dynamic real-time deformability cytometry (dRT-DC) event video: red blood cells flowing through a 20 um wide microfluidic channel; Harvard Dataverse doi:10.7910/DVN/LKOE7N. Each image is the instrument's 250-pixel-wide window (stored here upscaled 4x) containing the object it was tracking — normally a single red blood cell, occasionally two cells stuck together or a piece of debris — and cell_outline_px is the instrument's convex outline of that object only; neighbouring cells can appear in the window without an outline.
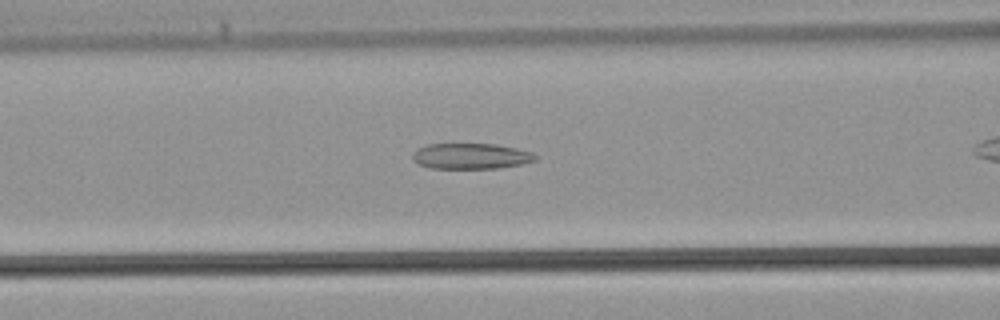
{"species": "common noctule bat (a hibernating species)", "species_latin": "Nyctalus noctula", "temperature_condition": "warm", "stored_images_in_passage": 20, "camera_frame_rate_fps": 3000, "um_per_image_px": 0.085, "animal": {"sex": "male", "body_mass_g": 21.5, "forearm_length_mm": 52.0}, "frame": {"image": 1, "passage_image": 6, "time_ms": 1.667, "image_size_px": [1000, 320], "cell_outline_px": [[536, 160], [520, 164], [500, 168], [428, 168], [412, 160], [412, 152], [428, 144], [496, 144], [516, 148], [532, 152], [536, 156]], "centroid_in_image_um": [40.01, 13.27], "position_along_channel_um": 126.6, "area_um2": 18.32}}
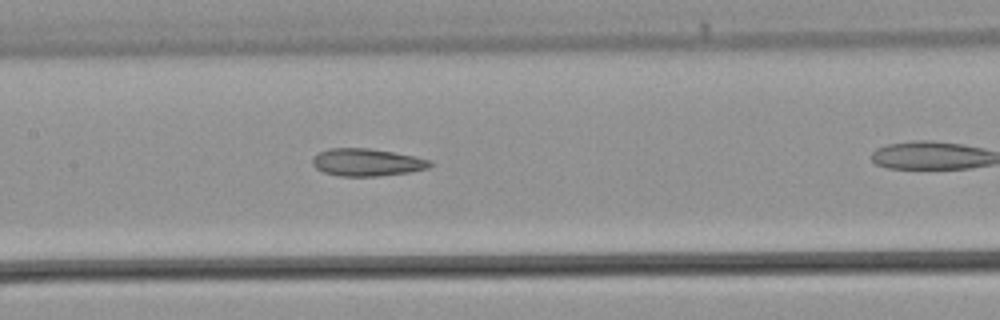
{"frame": {"image": 2, "passage_image": 9, "time_ms": 2.667, "image_size_px": [1000, 320], "cell_outline_px": [[432, 164], [428, 168], [408, 172], [380, 176], [340, 176], [324, 172], [316, 168], [312, 164], [312, 160], [320, 152], [328, 148], [368, 148], [416, 156], [432, 160]], "centroid_in_image_um": [31.21, 13.8], "position_along_channel_um": 176.2, "area_um2": 18.73}}